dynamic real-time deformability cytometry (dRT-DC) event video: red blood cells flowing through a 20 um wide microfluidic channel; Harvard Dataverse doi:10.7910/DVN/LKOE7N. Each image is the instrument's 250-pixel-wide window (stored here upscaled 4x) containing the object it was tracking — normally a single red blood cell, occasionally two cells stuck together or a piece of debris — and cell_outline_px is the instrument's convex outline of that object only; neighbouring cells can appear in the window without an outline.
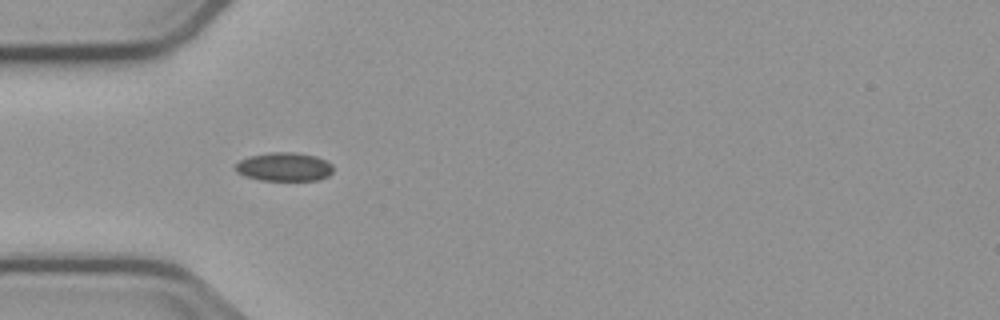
{"species": "common noctule bat (a hibernating species)", "species_latin": "Nyctalus noctula", "temperature_condition": "cold", "stored_images_in_passage": 8, "camera_frame_rate_fps": 3000, "um_per_image_px": 0.085, "animal": {"sex": "male", "body_mass_g": 23.1, "forearm_length_mm": 52.7}, "frame": {"image": 1, "passage_image": 5, "time_ms": 4.667, "image_size_px": [1000, 320], "cell_outline_px": [[332, 172], [328, 176], [316, 180], [260, 180], [244, 176], [236, 172], [236, 164], [240, 160], [248, 156], [272, 152], [296, 152], [316, 156], [332, 164]], "centroid_in_image_um": [24.14, 14.18], "position_along_channel_um": 60.9, "area_um2": 16.3}}
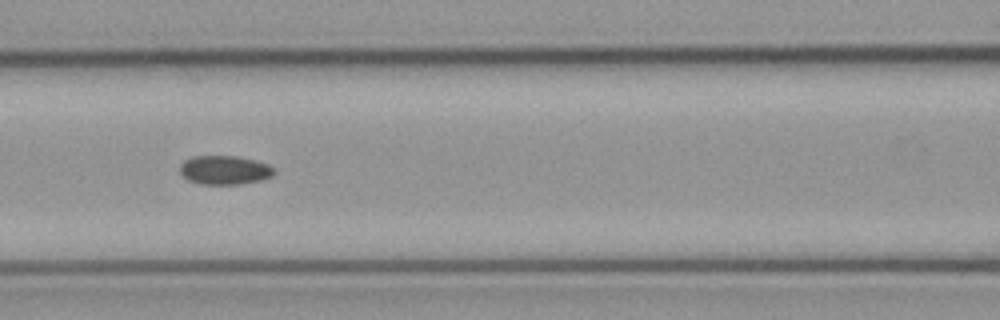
{"frame": {"image": 2, "passage_image": 7, "time_ms": 7.0, "image_size_px": [1000, 320], "cell_outline_px": [[276, 172], [272, 176], [264, 180], [240, 184], [200, 184], [188, 180], [180, 172], [180, 164], [184, 160], [196, 156], [236, 156], [268, 164]], "centroid_in_image_um": [19.09, 14.46], "position_along_channel_um": 147.5, "area_um2": 15.84}}
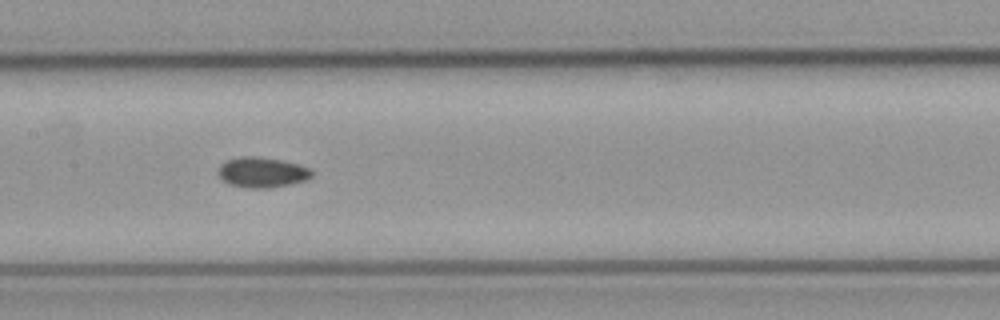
{"frame": {"image": 3, "passage_image": 8, "time_ms": 8.0, "image_size_px": [1000, 320], "cell_outline_px": [[312, 176], [304, 180], [272, 188], [248, 188], [228, 184], [220, 180], [216, 172], [220, 164], [228, 160], [244, 156], [252, 156], [280, 160], [296, 164], [308, 168], [312, 172]], "centroid_in_image_um": [22.19, 14.66], "position_along_channel_um": 185.2, "area_um2": 16.42}}